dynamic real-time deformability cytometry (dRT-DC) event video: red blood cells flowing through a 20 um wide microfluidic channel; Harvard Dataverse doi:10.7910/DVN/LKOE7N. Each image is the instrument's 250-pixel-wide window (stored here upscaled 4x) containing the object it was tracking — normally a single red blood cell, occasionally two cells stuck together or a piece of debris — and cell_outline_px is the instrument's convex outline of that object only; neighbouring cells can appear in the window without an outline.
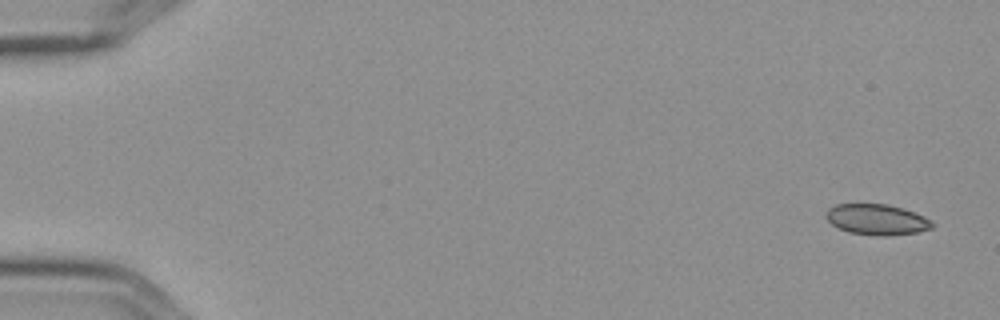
{"species": "Egyptian fruit bat (a non-hibernating species)", "species_latin": "Rousettus aegyptiacus", "temperature_condition": "cold", "stored_images_in_passage": 5, "segment_of_instrument_passage": [2, 2], "camera_frame_rate_fps": 3000, "um_per_image_px": 0.085, "frame": {"image": 1, "passage_image": 5, "time_ms": 1.333, "image_size_px": [1000, 320], "cell_outline_px": [[932, 228], [916, 232], [884, 236], [880, 236], [848, 232], [832, 224], [824, 216], [828, 208], [836, 204], [888, 204], [916, 212], [932, 220]], "centroid_in_image_um": [74.52, 18.65], "position_along_channel_um": 10.5, "area_um2": 18.96}}